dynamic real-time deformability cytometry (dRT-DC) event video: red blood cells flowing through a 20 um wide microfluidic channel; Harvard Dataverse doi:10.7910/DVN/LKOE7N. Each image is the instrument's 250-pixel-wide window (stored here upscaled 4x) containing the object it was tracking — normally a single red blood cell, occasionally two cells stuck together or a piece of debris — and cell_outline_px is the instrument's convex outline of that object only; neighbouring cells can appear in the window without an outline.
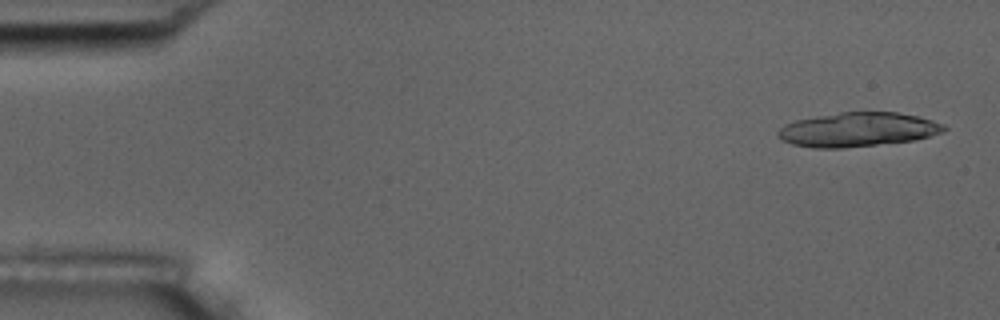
{"species": "common noctule bat (a hibernating species)", "species_latin": "Nyctalus noctula", "temperature_condition": "room temperature", "stored_images_in_passage": 5, "camera_frame_rate_fps": 3000, "um_per_image_px": 0.085, "animal": {"sex": "male", "body_mass_g": 17.5, "forearm_length_mm": 52.3}, "frame": {"image": 1, "passage_image": 1, "time_ms": 0.0, "image_size_px": [1000, 320], "cell_outline_px": [[948, 128], [944, 132], [912, 140], [844, 148], [812, 148], [792, 144], [776, 136], [776, 132], [784, 124], [796, 120], [816, 116], [840, 112], [896, 112], [916, 116], [932, 120], [944, 124]], "centroid_in_image_um": [72.88, 11.01], "position_along_channel_um": 12.1, "area_um2": 33.0}}